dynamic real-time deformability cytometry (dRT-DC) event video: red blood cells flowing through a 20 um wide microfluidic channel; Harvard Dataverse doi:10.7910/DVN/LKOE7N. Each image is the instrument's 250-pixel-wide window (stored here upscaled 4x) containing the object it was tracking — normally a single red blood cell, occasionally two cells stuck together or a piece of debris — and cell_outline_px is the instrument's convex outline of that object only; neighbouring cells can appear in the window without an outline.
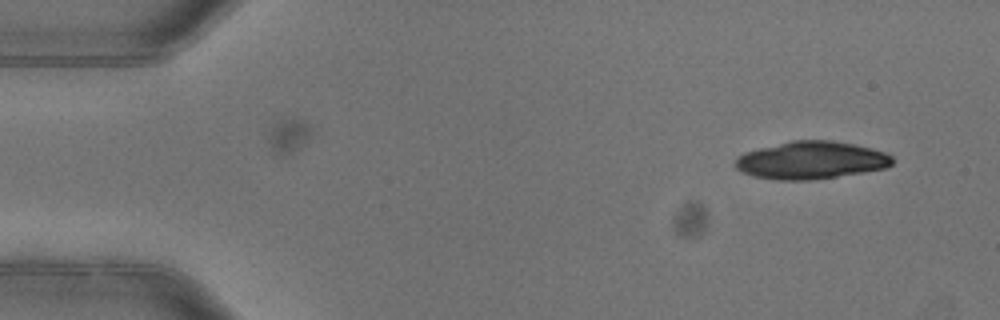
{"species": "common noctule bat (a hibernating species)", "species_latin": "Nyctalus noctula", "temperature_condition": "warm", "stored_images_in_passage": 4, "camera_frame_rate_fps": 3000, "um_per_image_px": 0.085, "animal": {"sex": "female"}, "frame": {"image": 1, "passage_image": 1, "time_ms": 0.0, "image_size_px": [1000, 320], "cell_outline_px": [[892, 164], [884, 168], [864, 172], [812, 180], [772, 180], [752, 176], [740, 172], [732, 164], [736, 156], [744, 152], [792, 140], [828, 140], [852, 144], [884, 152], [892, 156]], "centroid_in_image_um": [68.85, 13.63], "position_along_channel_um": 16.2, "area_um2": 34.51}}